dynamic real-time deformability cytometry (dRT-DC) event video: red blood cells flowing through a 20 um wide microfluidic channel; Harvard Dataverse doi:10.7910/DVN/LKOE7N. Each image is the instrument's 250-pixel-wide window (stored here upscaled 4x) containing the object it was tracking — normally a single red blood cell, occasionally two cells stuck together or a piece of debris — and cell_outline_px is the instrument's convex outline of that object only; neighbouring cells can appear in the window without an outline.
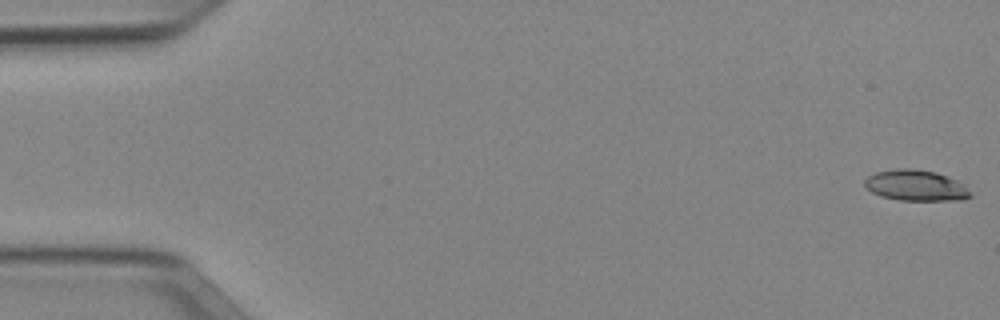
{"species": "Egyptian fruit bat (a non-hibernating species)", "species_latin": "Rousettus aegyptiacus", "temperature_condition": "cold", "stored_images_in_passage": 8, "camera_frame_rate_fps": 3000, "um_per_image_px": 0.085, "animal": {"sex": "female"}, "frame": {"image": 1, "passage_image": 1, "time_ms": 0.0, "image_size_px": [1000, 320], "cell_outline_px": [[972, 196], [964, 200], [900, 200], [880, 196], [872, 192], [864, 184], [864, 180], [868, 176], [876, 172], [896, 168], [912, 168], [936, 172], [948, 176], [964, 184]], "centroid_in_image_um": [77.85, 15.76], "position_along_channel_um": 7.1, "area_um2": 19.07}}